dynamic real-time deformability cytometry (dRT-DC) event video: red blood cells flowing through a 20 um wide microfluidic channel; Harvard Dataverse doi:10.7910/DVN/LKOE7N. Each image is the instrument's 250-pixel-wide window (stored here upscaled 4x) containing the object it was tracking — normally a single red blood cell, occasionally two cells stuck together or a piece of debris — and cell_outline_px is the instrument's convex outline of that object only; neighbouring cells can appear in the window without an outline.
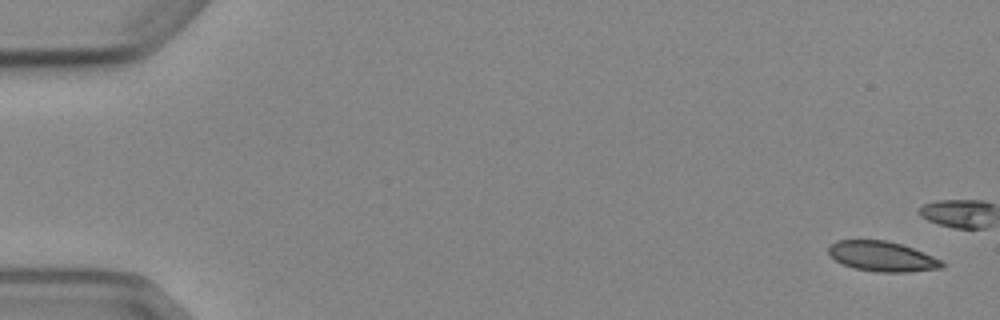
{"species": "Egyptian fruit bat (a non-hibernating species)", "species_latin": "Rousettus aegyptiacus", "temperature_condition": "cold", "stored_images_in_passage": 6, "camera_frame_rate_fps": 3000, "um_per_image_px": 0.085, "animal": {"sex": "female"}, "frame": {"image": 1, "passage_image": 1, "time_ms": 0.0, "image_size_px": [1000, 320], "cell_outline_px": [[944, 268], [908, 272], [880, 272], [856, 268], [844, 264], [836, 260], [828, 252], [828, 244], [836, 240], [884, 240], [900, 244], [912, 248], [932, 256], [940, 260], [944, 264]], "centroid_in_image_um": [74.97, 21.79], "position_along_channel_um": 10.0, "area_um2": 19.65}}
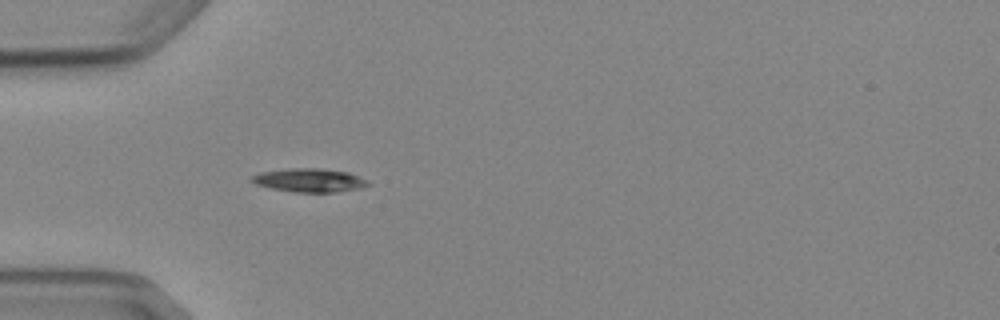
{"frame": {"image": 2, "passage_image": 6, "time_ms": 6.0, "image_size_px": [1000, 320], "cell_outline_px": [[372, 184], [360, 188], [336, 192], [292, 192], [272, 188], [256, 184], [248, 180], [252, 176], [260, 172], [288, 168], [320, 168], [348, 172], [368, 180]], "centroid_in_image_um": [26.3, 15.32], "position_along_channel_um": 58.7, "area_um2": 16.07}}